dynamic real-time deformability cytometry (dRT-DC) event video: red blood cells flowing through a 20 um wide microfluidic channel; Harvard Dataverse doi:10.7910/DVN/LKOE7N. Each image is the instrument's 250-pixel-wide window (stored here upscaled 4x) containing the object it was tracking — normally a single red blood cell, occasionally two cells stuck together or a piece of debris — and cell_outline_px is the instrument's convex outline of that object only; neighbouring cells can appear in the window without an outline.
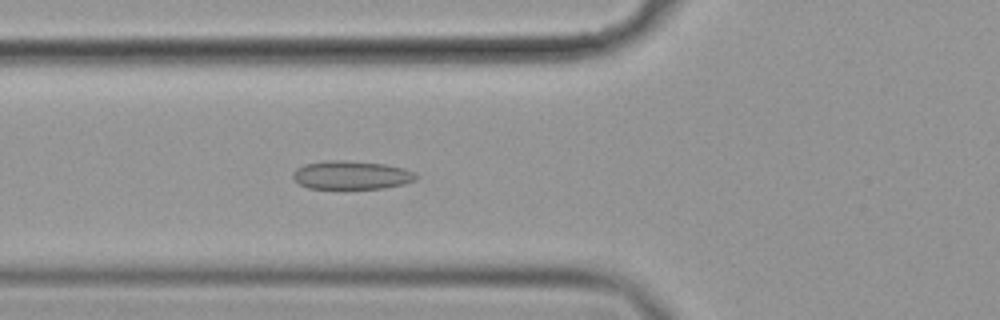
{"species": "common noctule bat (a hibernating species)", "species_latin": "Nyctalus noctula", "temperature_condition": "cold", "stored_images_in_passage": 39, "camera_frame_rate_fps": 3000, "um_per_image_px": 0.085, "animal": {"sex": "female", "body_mass_g": 19.9}, "frame": {"image": 1, "passage_image": 3, "time_ms": 0.667, "image_size_px": [1000, 320], "cell_outline_px": [[416, 180], [404, 184], [384, 188], [308, 188], [300, 184], [292, 176], [292, 172], [296, 168], [304, 164], [328, 160], [340, 160], [384, 164], [404, 168], [416, 172]], "centroid_in_image_um": [29.87, 14.88], "position_along_channel_um": 95.9, "area_um2": 20.35}}
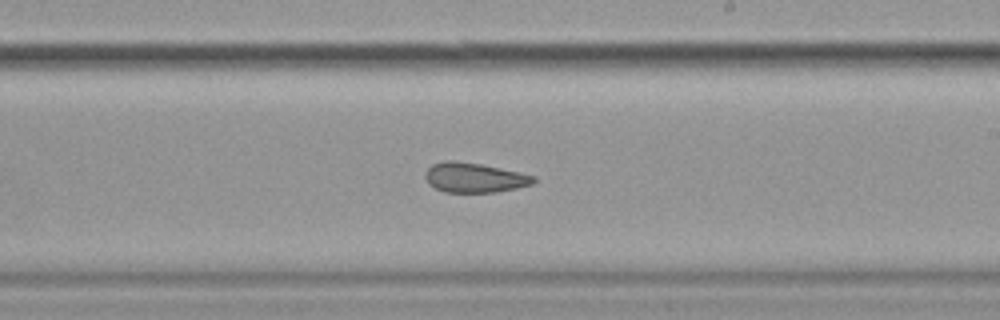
{"frame": {"image": 2, "passage_image": 16, "time_ms": 5.0, "image_size_px": [1000, 320], "cell_outline_px": [[536, 180], [532, 184], [516, 188], [496, 192], [444, 192], [428, 184], [424, 176], [424, 172], [432, 164], [448, 160], [452, 160], [480, 164], [536, 176]], "centroid_in_image_um": [40.29, 15.1], "position_along_channel_um": 248.7, "area_um2": 18.67}}
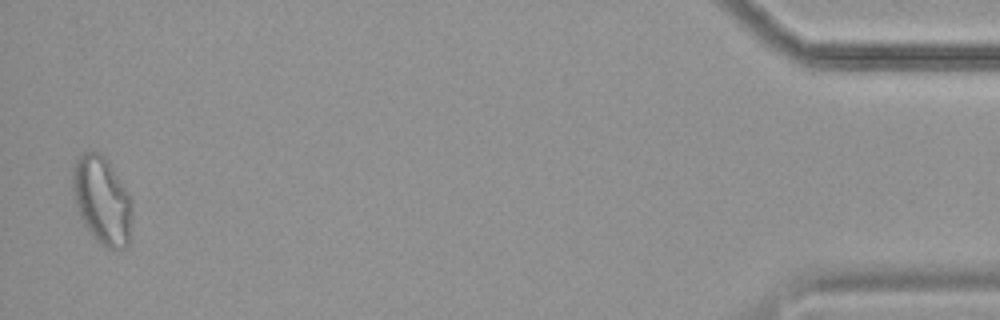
{"frame": {"image": 3, "passage_image": 38, "time_ms": 12.333, "image_size_px": [1000, 320], "cell_outline_px": [[132, 216], [128, 244], [124, 248], [104, 248], [92, 236], [84, 224], [80, 216], [72, 192], [72, 168], [76, 160], [84, 152], [100, 152], [104, 156], [128, 192], [132, 200]], "centroid_in_image_um": [8.67, 17.04], "position_along_channel_um": 426.5, "area_um2": 30.4}, "authors_computed_cell_mechanics": {"area_um2": 20.0566, "velocity_mm_per_s": 3.5284, "shape_relaxation_time_tau1_ms": null, "shape_relaxation_time_tau2_ms": 2.28, "deformation_change_tau1": null, "deformation_change_tau2": 0.0817}}